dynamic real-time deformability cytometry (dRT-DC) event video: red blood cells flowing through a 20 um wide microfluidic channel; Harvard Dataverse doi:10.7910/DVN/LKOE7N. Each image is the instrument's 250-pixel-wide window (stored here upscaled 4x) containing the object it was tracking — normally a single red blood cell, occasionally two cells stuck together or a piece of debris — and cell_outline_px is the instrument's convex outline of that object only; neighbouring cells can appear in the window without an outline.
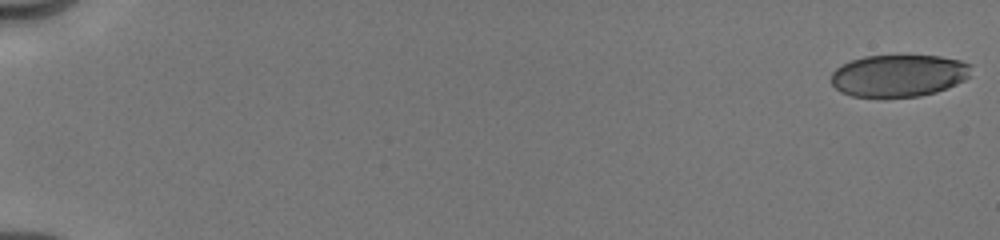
{"species": "human", "species_latin": "Homo sapiens", "temperature_condition": "cold", "stored_images_in_passage": 41, "camera_frame_rate_fps": 3000, "um_per_image_px": 0.085, "donor": {"sex": "male"}, "frame": {"image": 1, "passage_image": 1, "time_ms": 0.0, "image_size_px": [1000, 240], "cell_outline_px": [[972, 76], [948, 88], [936, 92], [920, 96], [852, 96], [840, 92], [832, 84], [832, 72], [836, 68], [852, 60], [864, 56], [940, 56], [960, 60], [972, 64]], "centroid_in_image_um": [76.45, 6.42], "position_along_channel_um": 8.6, "area_um2": 34.33}}
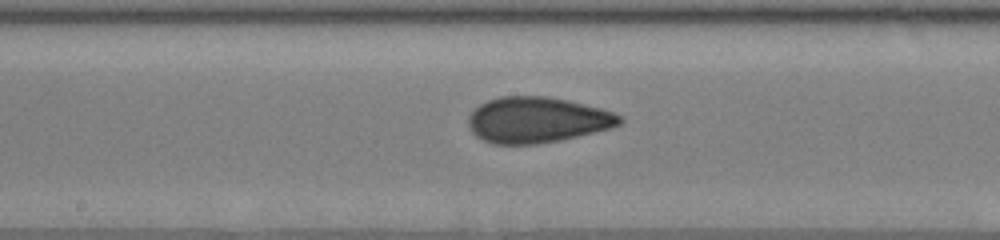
{"frame": {"image": 2, "passage_image": 24, "time_ms": 9.667, "image_size_px": [1000, 240], "cell_outline_px": [[624, 120], [620, 124], [612, 128], [560, 140], [536, 144], [492, 144], [476, 136], [472, 132], [468, 124], [468, 116], [480, 104], [488, 100], [500, 96], [544, 96], [568, 100], [600, 108], [624, 116]], "centroid_in_image_um": [45.67, 10.19], "position_along_channel_um": 202.5, "area_um2": 40.4}}
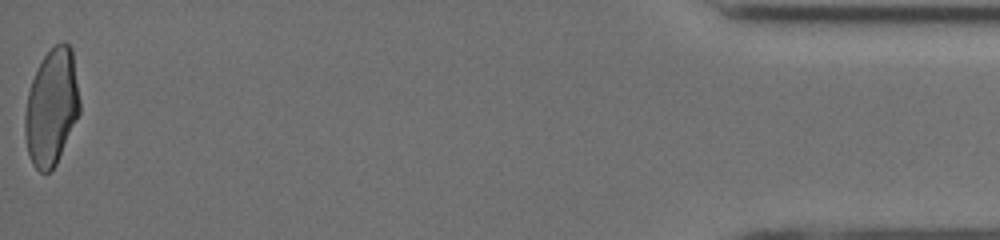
{"frame": {"image": 3, "passage_image": 41, "time_ms": 17.333, "image_size_px": [1000, 240], "cell_outline_px": [[80, 112], [56, 164], [48, 172], [40, 172], [32, 164], [28, 156], [24, 132], [24, 116], [28, 92], [32, 80], [44, 56], [60, 40], [64, 40], [72, 48], [80, 100]], "centroid_in_image_um": [4.38, 9.11], "position_along_channel_um": 430.8, "area_um2": 37.17}, "authors_computed_cell_mechanics": {"area_um2": 38.0324, "velocity_mm_per_s": 4.0356, "shape_relaxation_time_tau1_ms": 7.3127, "shape_relaxation_time_tau2_ms": 1.2126, "deformation_change_tau1": 0.1944, "deformation_change_tau2": 0.0553}}